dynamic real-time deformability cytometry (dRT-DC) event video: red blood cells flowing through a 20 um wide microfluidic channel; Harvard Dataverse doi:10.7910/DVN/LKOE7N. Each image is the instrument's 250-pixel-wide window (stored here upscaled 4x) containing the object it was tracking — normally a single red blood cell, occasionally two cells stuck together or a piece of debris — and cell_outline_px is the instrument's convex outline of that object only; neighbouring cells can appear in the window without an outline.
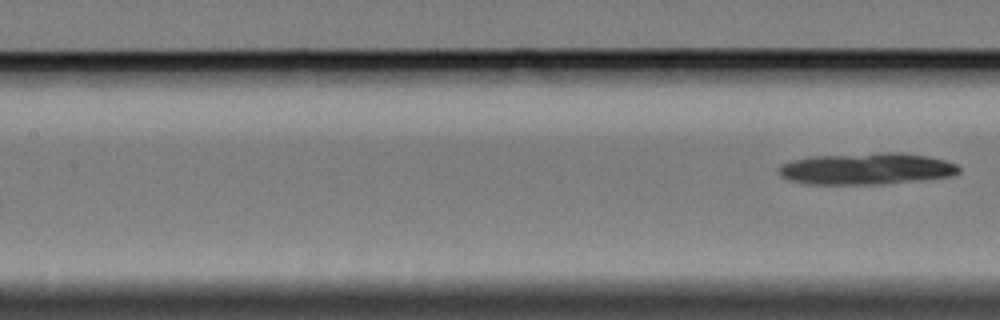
{"species": "Egyptian fruit bat (a non-hibernating species)", "species_latin": "Rousettus aegyptiacus", "temperature_condition": "cold", "stored_images_in_passage": 6, "segment_of_instrument_passage": [2, 2], "camera_frame_rate_fps": 3000, "um_per_image_px": 0.085, "animal": {"sex": "female"}, "frame": {"image": 1, "passage_image": 6, "time_ms": 6.667, "image_size_px": [1000, 320], "cell_outline_px": [[960, 172], [952, 176], [880, 184], [808, 184], [788, 180], [780, 176], [776, 168], [780, 164], [812, 156], [880, 152], [900, 152], [928, 156], [944, 160], [956, 164], [960, 168]], "centroid_in_image_um": [73.62, 14.33], "position_along_channel_um": 133.8, "area_um2": 33.29}}